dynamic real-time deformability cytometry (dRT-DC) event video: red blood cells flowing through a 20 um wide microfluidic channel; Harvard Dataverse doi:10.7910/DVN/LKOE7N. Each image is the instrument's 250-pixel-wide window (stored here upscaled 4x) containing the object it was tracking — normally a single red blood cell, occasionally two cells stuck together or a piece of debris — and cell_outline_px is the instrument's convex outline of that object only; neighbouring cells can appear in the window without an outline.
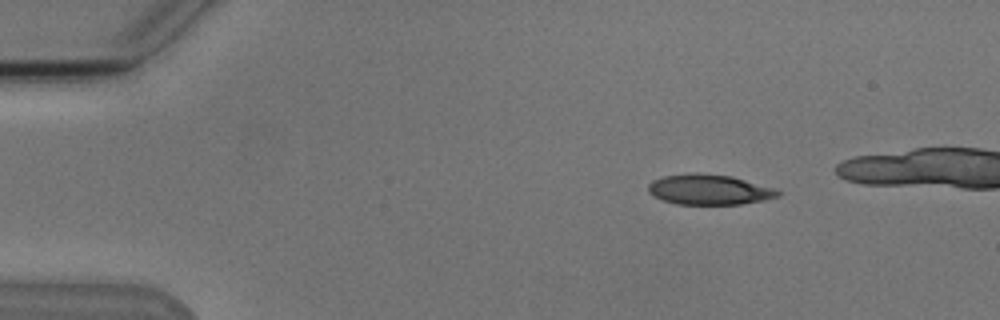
{"species": "Egyptian fruit bat (a non-hibernating species)", "species_latin": "Rousettus aegyptiacus", "temperature_condition": "cold", "stored_images_in_passage": 4, "camera_frame_rate_fps": 3000, "um_per_image_px": 0.085, "animal": {"sex": "male"}, "frame": {"image": 1, "passage_image": 1, "time_ms": 0.0, "image_size_px": [1000, 320], "cell_outline_px": [[780, 196], [764, 200], [740, 204], [676, 204], [652, 196], [648, 192], [648, 184], [652, 180], [664, 176], [692, 172], [696, 172], [732, 176], [780, 192]], "centroid_in_image_um": [60.18, 16.11], "position_along_channel_um": 24.8, "area_um2": 22.6}}